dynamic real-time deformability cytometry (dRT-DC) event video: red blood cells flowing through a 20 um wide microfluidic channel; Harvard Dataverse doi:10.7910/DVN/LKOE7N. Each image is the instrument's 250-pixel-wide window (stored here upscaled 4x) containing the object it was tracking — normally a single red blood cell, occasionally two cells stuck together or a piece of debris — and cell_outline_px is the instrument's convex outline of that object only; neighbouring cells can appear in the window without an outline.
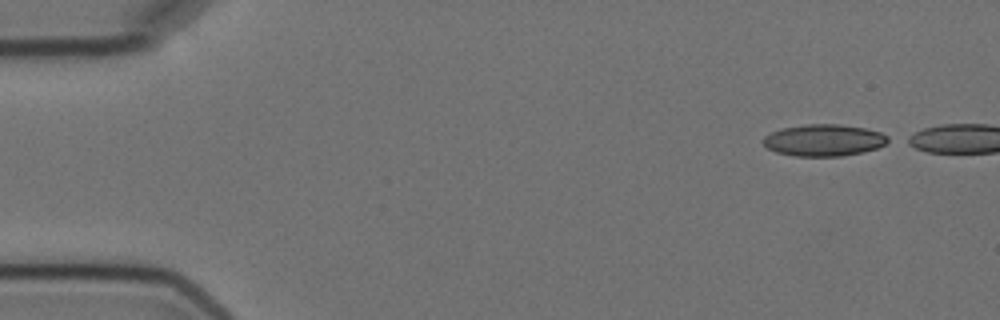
{"species": "Egyptian fruit bat (a non-hibernating species)", "species_latin": "Rousettus aegyptiacus", "temperature_condition": "cold", "stored_images_in_passage": 6, "camera_frame_rate_fps": 3000, "um_per_image_px": 0.085, "animal": {"sex": "female"}, "frame": {"image": 1, "passage_image": 1, "time_ms": 0.0, "image_size_px": [1000, 320], "cell_outline_px": [[892, 140], [876, 148], [864, 152], [840, 156], [796, 156], [776, 152], [768, 148], [764, 144], [764, 136], [780, 128], [808, 124], [840, 124], [864, 128], [880, 132], [888, 136]], "centroid_in_image_um": [70.05, 11.91], "position_along_channel_um": 15.0, "area_um2": 23.06}}